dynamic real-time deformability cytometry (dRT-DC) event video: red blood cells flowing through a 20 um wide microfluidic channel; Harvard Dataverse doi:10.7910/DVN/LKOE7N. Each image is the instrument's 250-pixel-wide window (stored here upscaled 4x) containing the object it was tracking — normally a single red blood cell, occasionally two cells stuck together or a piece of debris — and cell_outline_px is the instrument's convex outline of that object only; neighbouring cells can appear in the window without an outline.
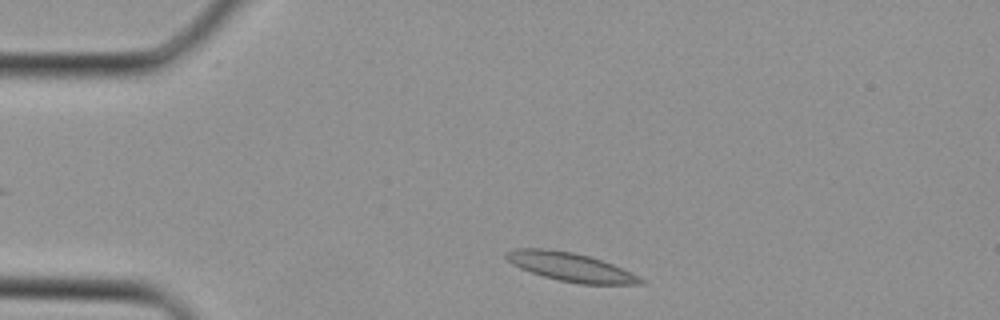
{"species": "Egyptian fruit bat (a non-hibernating species)", "species_latin": "Rousettus aegyptiacus", "temperature_condition": "cold", "stored_images_in_passage": 7, "camera_frame_rate_fps": 3000, "um_per_image_px": 0.085, "animal": {"sex": "female"}, "frame": {"image": 1, "passage_image": 1, "time_ms": 0.0, "image_size_px": [1000, 320], "cell_outline_px": [[644, 284], [580, 284], [560, 280], [544, 276], [520, 268], [512, 264], [504, 256], [504, 252], [516, 248], [548, 248], [572, 252], [588, 256], [612, 264], [640, 276], [644, 280]], "centroid_in_image_um": [48.48, 22.68], "position_along_channel_um": 36.5, "area_um2": 22.31}}